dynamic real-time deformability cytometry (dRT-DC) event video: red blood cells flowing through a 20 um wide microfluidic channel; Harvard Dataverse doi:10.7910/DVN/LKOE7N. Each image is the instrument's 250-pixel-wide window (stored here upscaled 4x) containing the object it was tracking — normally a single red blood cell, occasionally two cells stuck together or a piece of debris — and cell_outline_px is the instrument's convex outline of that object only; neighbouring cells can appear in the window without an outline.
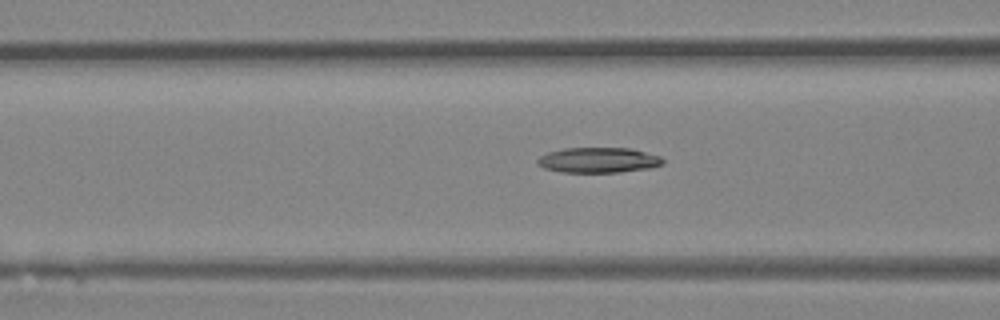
{"species": "Egyptian fruit bat (a non-hibernating species)", "species_latin": "Rousettus aegyptiacus", "temperature_condition": "room temperature", "stored_images_in_passage": 23, "camera_frame_rate_fps": 3000, "um_per_image_px": 0.085, "animal": {"sex": "female"}, "frame": {"image": 1, "passage_image": 5, "time_ms": 1.333, "image_size_px": [1000, 320], "cell_outline_px": [[664, 164], [652, 168], [620, 172], [560, 172], [544, 168], [536, 164], [536, 160], [540, 156], [548, 152], [564, 148], [632, 148], [660, 156], [664, 160]], "centroid_in_image_um": [50.87, 13.61], "position_along_channel_um": 115.7, "area_um2": 18.67}}
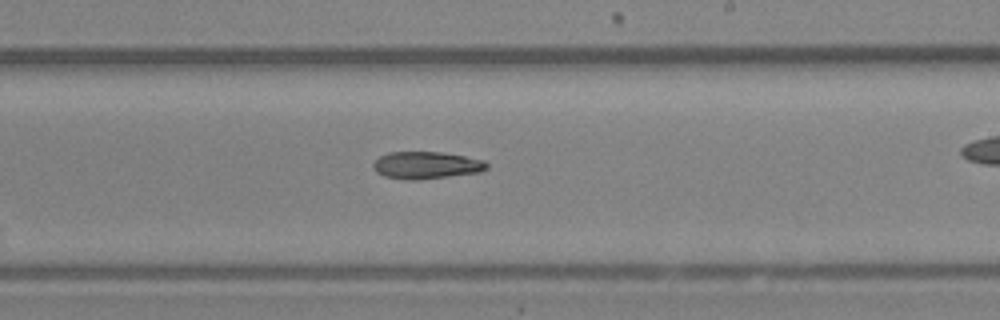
{"frame": {"image": 2, "passage_image": 14, "time_ms": 4.333, "image_size_px": [1000, 320], "cell_outline_px": [[488, 168], [480, 172], [416, 180], [404, 180], [384, 176], [376, 172], [372, 168], [372, 164], [380, 156], [388, 152], [440, 152], [464, 156], [484, 160], [488, 164]], "centroid_in_image_um": [36.21, 14.04], "position_along_channel_um": 252.8, "area_um2": 18.03}}
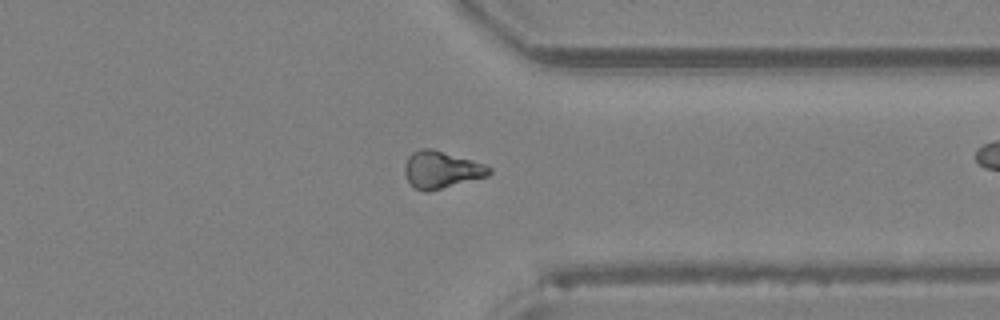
{"frame": {"image": 3, "passage_image": 22, "time_ms": 7.0, "image_size_px": [1000, 320], "cell_outline_px": [[492, 172], [488, 176], [428, 192], [416, 188], [408, 180], [404, 172], [404, 168], [408, 156], [412, 152], [420, 148], [432, 148], [472, 160], [484, 164], [492, 168]], "centroid_in_image_um": [37.52, 14.41], "position_along_channel_um": 373.9, "area_um2": 18.21}}